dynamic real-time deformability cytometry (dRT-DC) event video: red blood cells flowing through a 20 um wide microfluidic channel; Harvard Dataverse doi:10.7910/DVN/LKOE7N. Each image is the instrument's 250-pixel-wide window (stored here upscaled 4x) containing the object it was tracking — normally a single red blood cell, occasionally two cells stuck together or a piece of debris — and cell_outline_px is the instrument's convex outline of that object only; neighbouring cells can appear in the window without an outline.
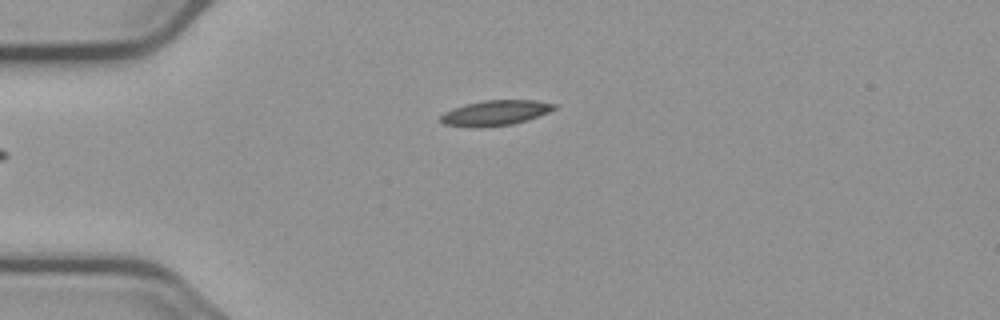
{"species": "common noctule bat (a hibernating species)", "species_latin": "Nyctalus noctula", "temperature_condition": "cold", "stored_images_in_passage": 4, "camera_frame_rate_fps": 3000, "um_per_image_px": 0.085, "animal": {"sex": "male", "body_mass_g": 23.1, "forearm_length_mm": 52.7}, "frame": {"image": 1, "passage_image": 4, "time_ms": 3.667, "image_size_px": [1000, 320], "cell_outline_px": [[556, 108], [548, 112], [512, 124], [472, 128], [444, 124], [440, 120], [440, 116], [444, 112], [452, 108], [464, 104], [484, 100], [536, 100], [556, 104]], "centroid_in_image_um": [42.05, 9.59], "position_along_channel_um": 43.0, "area_um2": 16.59}}